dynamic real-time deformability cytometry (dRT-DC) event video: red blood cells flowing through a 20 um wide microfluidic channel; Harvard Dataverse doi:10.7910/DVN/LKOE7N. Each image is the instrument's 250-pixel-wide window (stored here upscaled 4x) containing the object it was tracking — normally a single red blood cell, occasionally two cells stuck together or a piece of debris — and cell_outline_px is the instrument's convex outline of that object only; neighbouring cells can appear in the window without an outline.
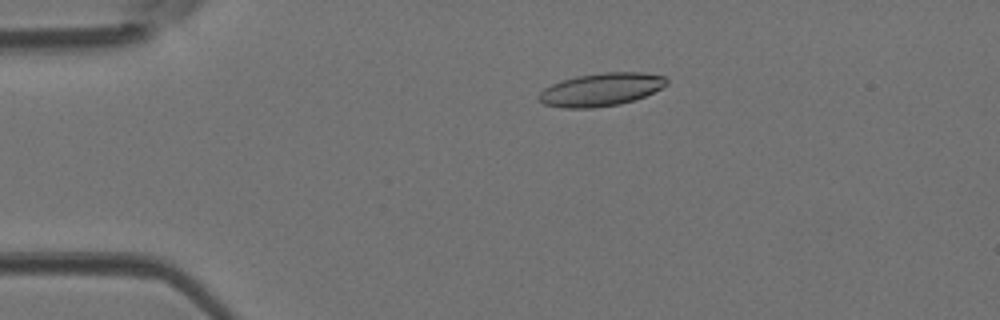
{"species": "Egyptian fruit bat (a non-hibernating species)", "species_latin": "Rousettus aegyptiacus", "temperature_condition": "room temperature", "stored_images_in_passage": 37, "camera_frame_rate_fps": 3000, "um_per_image_px": 0.085, "animal": {"sex": "female"}, "frame": {"image": 1, "passage_image": 1, "time_ms": 0.0, "image_size_px": [1000, 320], "cell_outline_px": [[668, 84], [644, 96], [620, 104], [592, 108], [564, 108], [544, 104], [536, 96], [544, 88], [560, 80], [576, 76], [604, 72], [644, 72], [664, 76], [668, 80]], "centroid_in_image_um": [51.06, 7.6], "position_along_channel_um": 33.9, "area_um2": 24.57}}
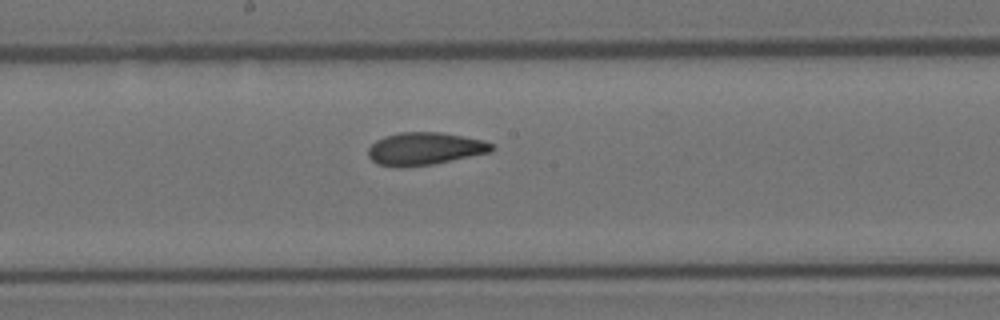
{"frame": {"image": 2, "passage_image": 16, "time_ms": 5.0, "image_size_px": [1000, 320], "cell_outline_px": [[496, 148], [492, 152], [432, 164], [396, 168], [376, 164], [368, 156], [368, 148], [376, 140], [384, 136], [400, 132], [440, 132], [484, 140], [492, 144]], "centroid_in_image_um": [36.09, 12.64], "position_along_channel_um": 212.1, "area_um2": 23.64}}
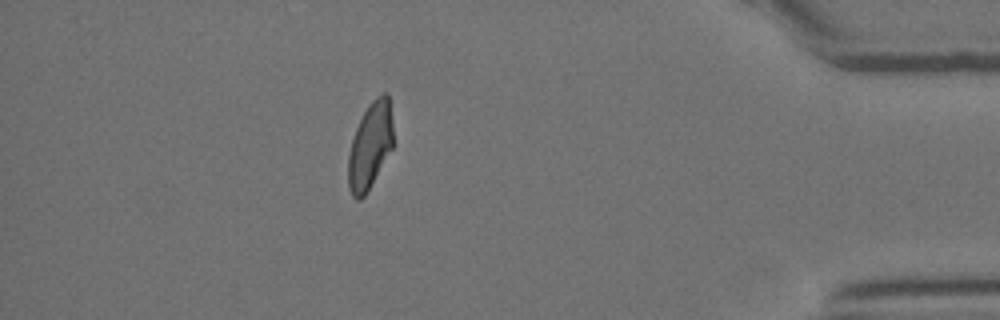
{"frame": {"image": 3, "passage_image": 32, "time_ms": 10.333, "image_size_px": [1000, 320], "cell_outline_px": [[392, 148], [364, 196], [360, 200], [356, 200], [352, 196], [348, 188], [348, 156], [352, 140], [356, 128], [368, 104], [376, 96], [384, 92], [388, 92], [392, 120]], "centroid_in_image_um": [31.45, 12.37], "position_along_channel_um": 403.8, "area_um2": 22.43}}